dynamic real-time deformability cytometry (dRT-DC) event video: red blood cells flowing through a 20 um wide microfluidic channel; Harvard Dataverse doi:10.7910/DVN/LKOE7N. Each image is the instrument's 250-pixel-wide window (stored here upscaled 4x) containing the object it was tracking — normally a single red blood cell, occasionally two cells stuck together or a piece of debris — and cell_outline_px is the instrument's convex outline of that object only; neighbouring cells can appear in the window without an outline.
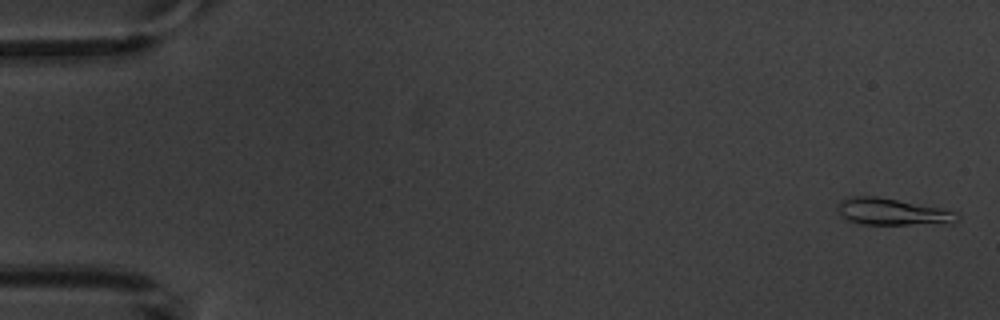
{"species": "common noctule bat (a hibernating species)", "species_latin": "Nyctalus noctula", "temperature_condition": "warm", "stored_images_in_passage": 5, "camera_frame_rate_fps": 3000, "um_per_image_px": 0.085, "animal": {"sex": "male", "body_mass_g": 20.1, "forearm_length_mm": 53.5}, "frame": {"image": 1, "passage_image": 1, "time_ms": 0.0, "image_size_px": [1000, 320], "cell_outline_px": [[960, 220], [952, 224], [864, 224], [844, 220], [840, 216], [836, 208], [840, 200], [848, 196], [876, 196], [940, 208], [960, 212]], "centroid_in_image_um": [75.86, 18.01], "position_along_channel_um": 9.1, "area_um2": 19.02}}